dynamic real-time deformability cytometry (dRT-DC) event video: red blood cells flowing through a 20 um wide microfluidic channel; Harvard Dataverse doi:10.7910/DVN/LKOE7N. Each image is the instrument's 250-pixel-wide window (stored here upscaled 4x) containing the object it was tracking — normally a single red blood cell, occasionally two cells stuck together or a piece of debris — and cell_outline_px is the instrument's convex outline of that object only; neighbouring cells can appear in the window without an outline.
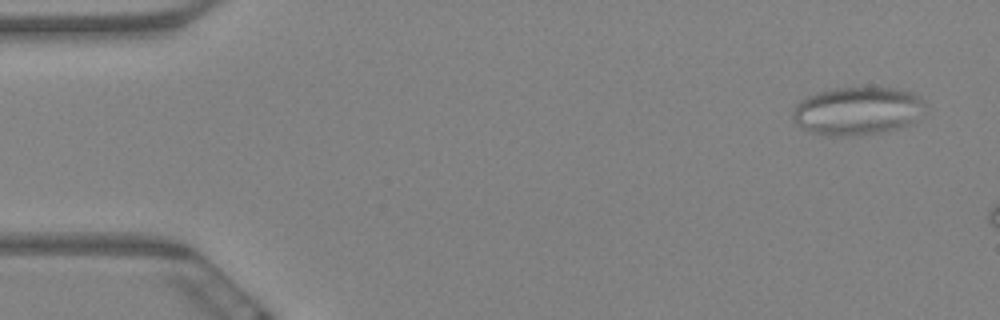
{"species": "Egyptian fruit bat (a non-hibernating species)", "species_latin": "Rousettus aegyptiacus", "temperature_condition": "warm", "stored_images_in_passage": 5, "camera_frame_rate_fps": 3000, "um_per_image_px": 0.085, "animal": {"sex": "female"}, "frame": {"image": 1, "passage_image": 2, "time_ms": 0.333, "image_size_px": [1000, 320], "cell_outline_px": [[924, 104], [916, 120], [912, 124], [888, 132], [860, 136], [824, 136], [800, 128], [792, 120], [792, 108], [800, 100], [816, 92], [832, 88], [892, 88], [912, 92], [920, 96], [924, 100]], "centroid_in_image_um": [72.84, 9.45], "position_along_channel_um": 12.2, "area_um2": 37.8}}